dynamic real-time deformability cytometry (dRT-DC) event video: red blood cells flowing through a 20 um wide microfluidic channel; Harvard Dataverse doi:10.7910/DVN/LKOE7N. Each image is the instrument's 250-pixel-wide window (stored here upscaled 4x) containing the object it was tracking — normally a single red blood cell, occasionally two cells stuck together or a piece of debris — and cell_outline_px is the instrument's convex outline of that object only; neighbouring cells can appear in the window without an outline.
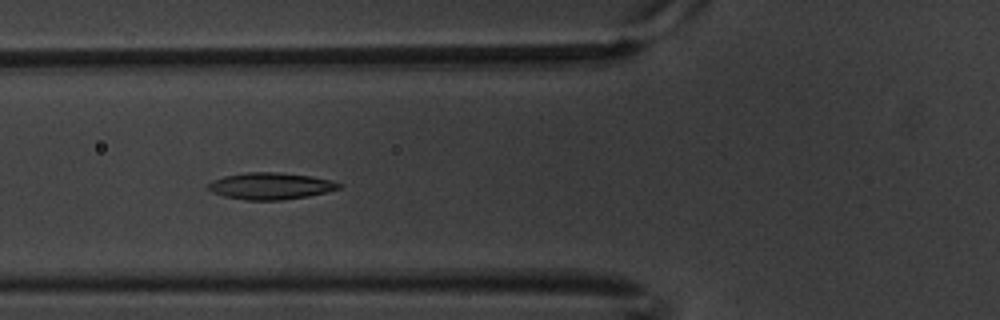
{"species": "common noctule bat (a hibernating species)", "species_latin": "Nyctalus noctula", "temperature_condition": "warm", "stored_images_in_passage": 8, "camera_frame_rate_fps": 3000, "um_per_image_px": 0.085, "animal": {"sex": "male", "body_mass_g": 20.1, "forearm_length_mm": 53.5}, "frame": {"image": 1, "passage_image": 6, "time_ms": 1.667, "image_size_px": [1000, 320], "cell_outline_px": [[344, 184], [340, 188], [328, 192], [308, 196], [284, 200], [244, 200], [224, 196], [212, 192], [208, 188], [208, 184], [212, 180], [224, 176], [244, 172], [276, 172], [312, 176], [332, 180]], "centroid_in_image_um": [23.03, 15.81], "position_along_channel_um": 102.8, "area_um2": 20.58}}
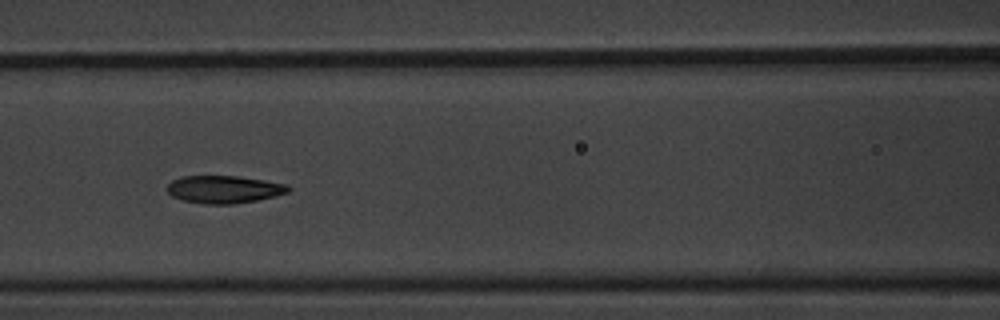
{"frame": {"image": 2, "passage_image": 7, "time_ms": 2.0, "image_size_px": [1000, 320], "cell_outline_px": [[292, 188], [288, 192], [276, 196], [256, 200], [232, 204], [204, 204], [184, 200], [172, 196], [164, 188], [172, 180], [180, 176], [236, 176], [264, 180], [288, 184]], "centroid_in_image_um": [19.03, 16.09], "position_along_channel_um": 147.6, "area_um2": 19.59}}
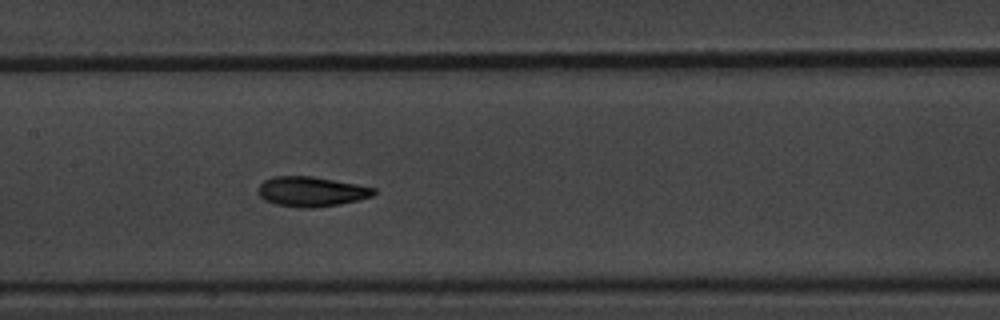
{"frame": {"image": 3, "passage_image": 8, "time_ms": 2.333, "image_size_px": [1000, 320], "cell_outline_px": [[376, 192], [372, 196], [340, 204], [312, 208], [276, 204], [264, 200], [256, 192], [256, 188], [264, 180], [276, 176], [312, 176], [356, 184], [376, 188]], "centroid_in_image_um": [26.43, 16.27], "position_along_channel_um": 181.0, "area_um2": 20.0}}